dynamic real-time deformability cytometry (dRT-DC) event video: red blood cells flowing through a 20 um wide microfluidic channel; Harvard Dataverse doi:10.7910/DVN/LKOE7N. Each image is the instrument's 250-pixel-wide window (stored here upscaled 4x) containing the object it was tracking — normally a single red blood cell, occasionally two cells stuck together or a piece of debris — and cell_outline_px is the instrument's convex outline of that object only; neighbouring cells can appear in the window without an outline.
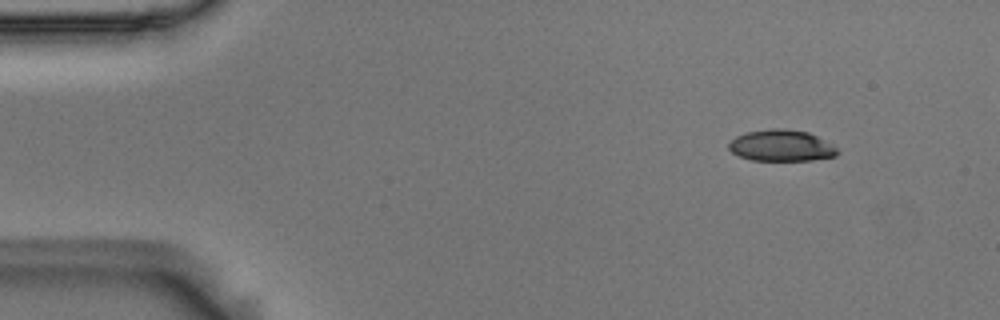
{"species": "Egyptian fruit bat (a non-hibernating species)", "species_latin": "Rousettus aegyptiacus", "temperature_condition": "room temperature", "stored_images_in_passage": 5, "camera_frame_rate_fps": 3000, "um_per_image_px": 0.085, "animal": {"sex": "male"}, "frame": {"image": 1, "passage_image": 5, "time_ms": 1.333, "image_size_px": [1000, 320], "cell_outline_px": [[840, 152], [836, 156], [812, 160], [752, 160], [740, 156], [732, 152], [728, 148], [728, 144], [736, 136], [744, 132], [772, 128], [784, 128], [808, 132], [816, 136], [836, 148]], "centroid_in_image_um": [66.39, 12.37], "position_along_channel_um": 18.6, "area_um2": 19.77}}